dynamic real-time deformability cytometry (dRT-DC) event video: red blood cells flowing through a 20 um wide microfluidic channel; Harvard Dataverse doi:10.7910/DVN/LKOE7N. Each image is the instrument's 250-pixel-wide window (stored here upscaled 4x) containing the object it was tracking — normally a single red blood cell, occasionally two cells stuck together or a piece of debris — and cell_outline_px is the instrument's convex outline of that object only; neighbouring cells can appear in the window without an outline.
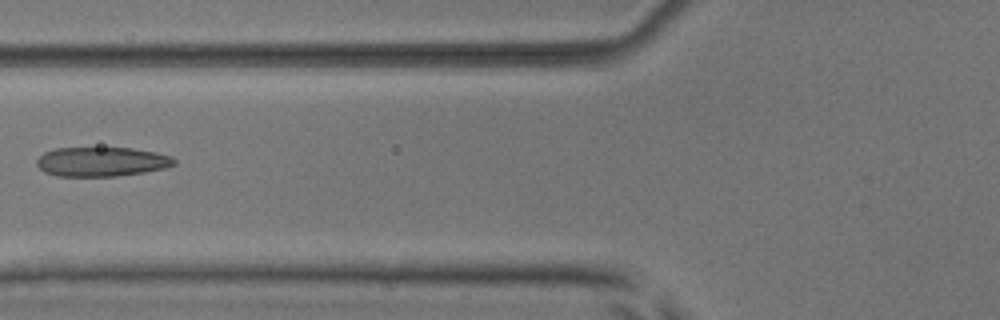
{"species": "common noctule bat (a hibernating species)", "species_latin": "Nyctalus noctula", "temperature_condition": "room temperature", "stored_images_in_passage": 2, "camera_frame_rate_fps": 3000, "um_per_image_px": 0.085, "animal": {"sex": "male", "body_mass_g": 17.9, "forearm_length_mm": 54.2}, "frame": {"image": 1, "passage_image": 2, "time_ms": 1.333, "image_size_px": [1000, 320], "cell_outline_px": [[176, 164], [164, 168], [144, 172], [116, 176], [56, 176], [44, 172], [36, 164], [36, 160], [44, 152], [56, 148], [132, 148], [156, 152], [172, 156], [176, 160]], "centroid_in_image_um": [8.64, 13.74], "position_along_channel_um": 117.2, "area_um2": 23.58}}